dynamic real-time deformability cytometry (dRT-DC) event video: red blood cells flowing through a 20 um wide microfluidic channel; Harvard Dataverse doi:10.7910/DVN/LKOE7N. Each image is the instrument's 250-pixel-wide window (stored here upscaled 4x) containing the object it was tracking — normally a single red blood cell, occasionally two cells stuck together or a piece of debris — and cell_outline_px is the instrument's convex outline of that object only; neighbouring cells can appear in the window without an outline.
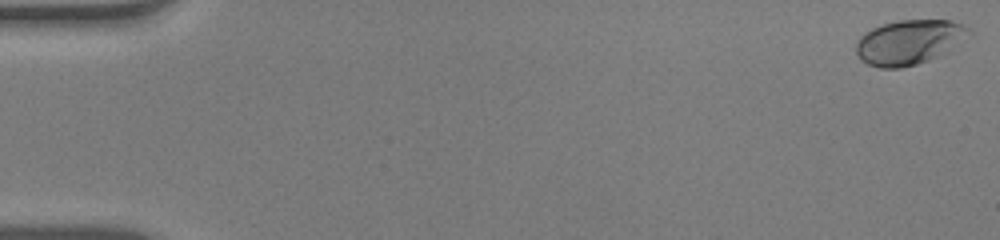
{"species": "human", "species_latin": "Homo sapiens", "temperature_condition": "warm", "stored_images_in_passage": 53, "camera_frame_rate_fps": 3000, "um_per_image_px": 0.085, "donor": {"sex": "male"}, "frame": {"image": 1, "passage_image": 1, "time_ms": 0.0, "image_size_px": [1000, 240], "cell_outline_px": [[972, 32], [944, 56], [916, 64], [900, 68], [880, 68], [868, 64], [860, 60], [856, 52], [856, 40], [860, 36], [872, 28], [880, 24], [900, 20], [952, 20], [964, 24]], "centroid_in_image_um": [77.29, 3.58], "position_along_channel_um": 7.7, "area_um2": 29.82}}
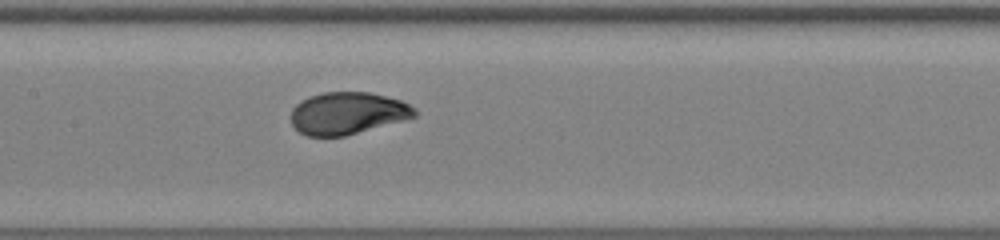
{"frame": {"image": 2, "passage_image": 27, "time_ms": 8.667, "image_size_px": [1000, 240], "cell_outline_px": [[416, 116], [404, 120], [344, 136], [308, 136], [300, 132], [292, 124], [292, 108], [300, 100], [308, 96], [324, 92], [368, 92], [400, 100], [416, 108]], "centroid_in_image_um": [29.53, 9.62], "position_along_channel_um": 177.9, "area_um2": 30.23}}
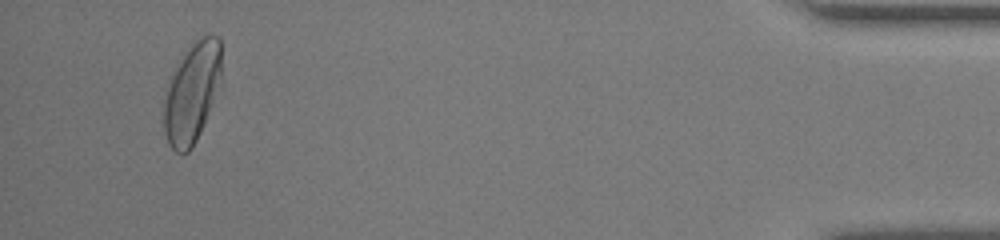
{"frame": {"image": 3, "passage_image": 51, "time_ms": 16.667, "image_size_px": [1000, 240], "cell_outline_px": [[220, 80], [208, 112], [200, 132], [192, 148], [188, 152], [176, 152], [168, 144], [164, 132], [164, 104], [168, 76], [172, 68], [192, 40], [196, 36], [208, 32], [220, 36]], "centroid_in_image_um": [16.28, 7.76], "position_along_channel_um": 418.9, "area_um2": 34.04}, "authors_computed_cell_mechanics": {"area_um2": 30.1716, "velocity_mm_per_s": 3.9133, "shape_relaxation_time_tau1_ms": 2.6461, "shape_relaxation_time_tau2_ms": null, "deformation_change_tau1": 0.1464, "deformation_change_tau2": null}}